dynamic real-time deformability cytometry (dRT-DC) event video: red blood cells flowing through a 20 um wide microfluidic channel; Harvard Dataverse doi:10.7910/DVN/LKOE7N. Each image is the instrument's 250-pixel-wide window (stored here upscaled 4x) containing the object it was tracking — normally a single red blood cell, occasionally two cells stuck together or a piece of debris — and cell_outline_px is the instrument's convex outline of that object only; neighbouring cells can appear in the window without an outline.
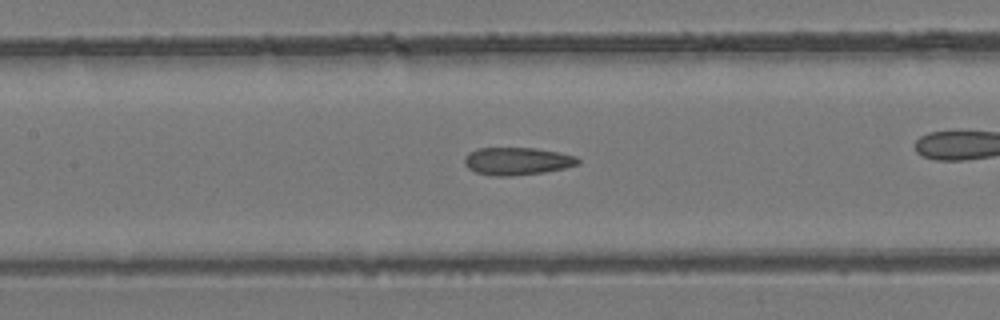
{"species": "common noctule bat (a hibernating species)", "species_latin": "Nyctalus noctula", "temperature_condition": "room temperature", "stored_images_in_passage": 39, "camera_frame_rate_fps": 3000, "um_per_image_px": 0.085, "animal": {"sex": "female", "body_mass_g": 24.6, "forearm_length_mm": 56.2}, "frame": {"image": 1, "passage_image": 23, "time_ms": 7.333, "image_size_px": [1000, 320], "cell_outline_px": [[580, 164], [564, 168], [544, 172], [512, 176], [496, 176], [476, 172], [468, 168], [464, 164], [464, 160], [468, 152], [480, 148], [536, 148], [560, 152], [576, 156], [580, 160]], "centroid_in_image_um": [43.98, 13.69], "position_along_channel_um": 163.4, "area_um2": 18.32}}
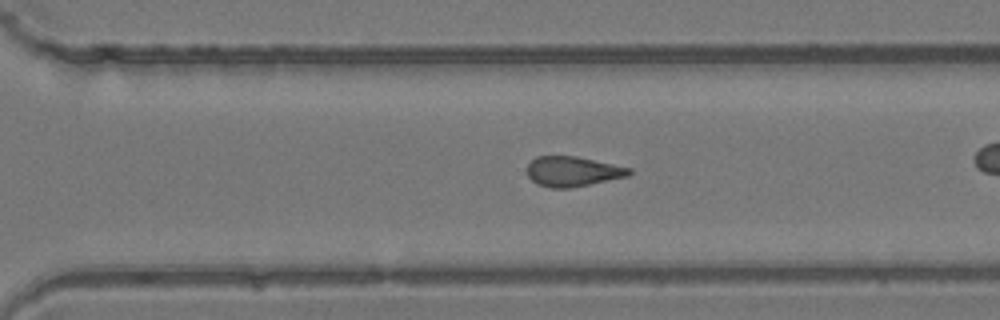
{"frame": {"image": 2, "passage_image": 34, "time_ms": 11.0, "image_size_px": [1000, 320], "cell_outline_px": [[632, 172], [628, 176], [568, 188], [548, 188], [536, 184], [528, 176], [528, 164], [536, 156], [576, 156], [632, 168]], "centroid_in_image_um": [48.66, 14.57], "position_along_channel_um": 321.9, "area_um2": 17.74}}